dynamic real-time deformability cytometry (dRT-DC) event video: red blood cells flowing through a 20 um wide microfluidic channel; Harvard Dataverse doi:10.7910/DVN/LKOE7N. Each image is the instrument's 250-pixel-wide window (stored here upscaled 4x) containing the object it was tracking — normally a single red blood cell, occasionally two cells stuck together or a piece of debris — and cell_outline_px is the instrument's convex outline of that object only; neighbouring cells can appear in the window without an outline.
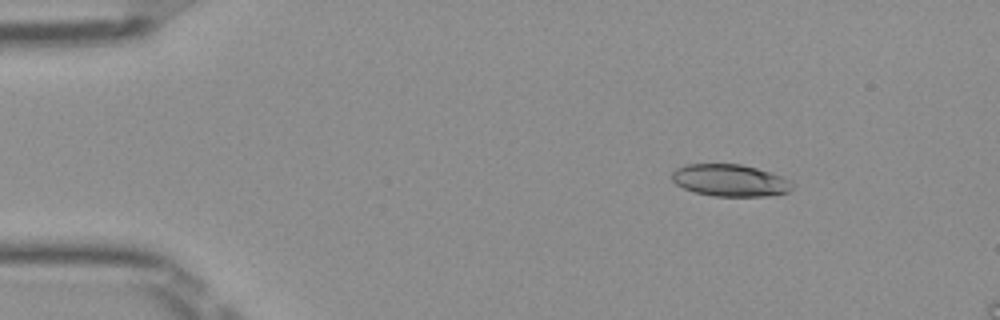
{"species": "Egyptian fruit bat (a non-hibernating species)", "species_latin": "Rousettus aegyptiacus", "temperature_condition": "room temperature", "stored_images_in_passage": 16, "camera_frame_rate_fps": 3000, "um_per_image_px": 0.085, "frame": {"image": 1, "passage_image": 7, "time_ms": 2.0, "image_size_px": [1000, 320], "cell_outline_px": [[792, 188], [788, 192], [776, 196], [712, 196], [692, 192], [676, 184], [672, 180], [672, 172], [676, 168], [688, 164], [740, 164], [756, 168], [780, 176], [788, 180], [792, 184]], "centroid_in_image_um": [62.03, 15.34], "position_along_channel_um": 23.0, "area_um2": 22.48}}